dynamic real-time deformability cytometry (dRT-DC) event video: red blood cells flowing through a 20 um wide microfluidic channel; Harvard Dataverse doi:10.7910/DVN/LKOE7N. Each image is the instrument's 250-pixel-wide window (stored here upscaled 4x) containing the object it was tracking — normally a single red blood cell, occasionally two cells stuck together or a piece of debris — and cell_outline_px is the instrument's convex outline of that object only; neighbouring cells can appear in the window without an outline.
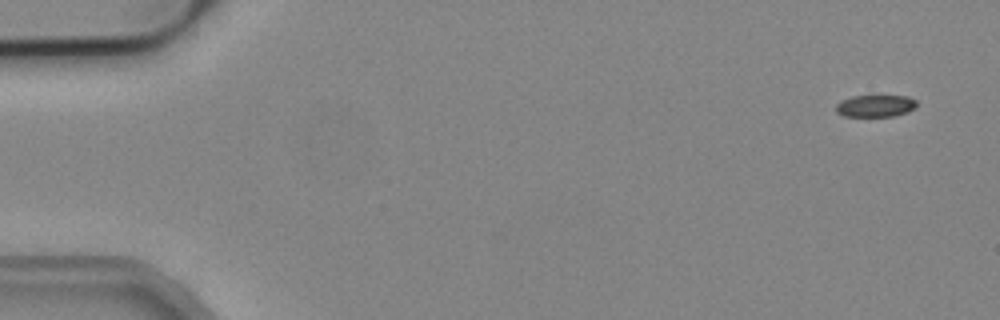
{"species": "common noctule bat (a hibernating species)", "species_latin": "Nyctalus noctula", "temperature_condition": "cold", "stored_images_in_passage": 6, "camera_frame_rate_fps": 3000, "um_per_image_px": 0.085, "animal": {"sex": "male", "body_mass_g": 19.2, "forearm_length_mm": 51.8}, "frame": {"image": 1, "passage_image": 1, "time_ms": 0.0, "image_size_px": [1000, 320], "cell_outline_px": [[916, 108], [908, 112], [892, 116], [844, 116], [836, 112], [836, 104], [852, 96], [904, 96], [916, 100]], "centroid_in_image_um": [74.42, 9.01], "position_along_channel_um": 10.6, "area_um2": 10.23}}
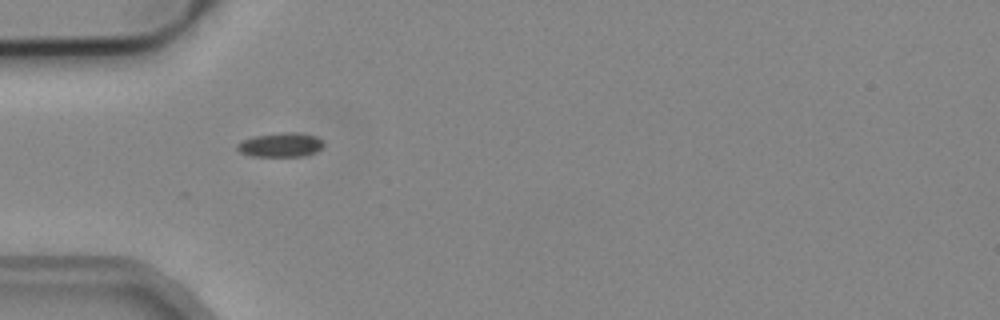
{"frame": {"image": 2, "passage_image": 5, "time_ms": 1.333, "image_size_px": [1000, 320], "cell_outline_px": [[324, 144], [316, 152], [300, 156], [252, 156], [240, 152], [236, 148], [236, 144], [252, 136], [284, 132], [296, 132], [316, 136]], "centroid_in_image_um": [23.82, 12.31], "position_along_channel_um": 61.2, "area_um2": 12.08}}